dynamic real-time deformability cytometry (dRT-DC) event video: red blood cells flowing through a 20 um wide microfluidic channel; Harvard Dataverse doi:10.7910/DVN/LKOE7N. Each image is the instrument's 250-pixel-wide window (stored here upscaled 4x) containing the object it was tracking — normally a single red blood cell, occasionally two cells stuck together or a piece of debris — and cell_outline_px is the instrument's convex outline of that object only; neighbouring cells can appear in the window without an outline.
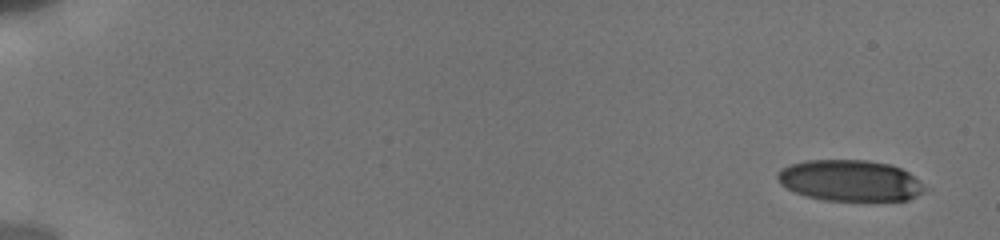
{"species": "human", "species_latin": "Homo sapiens", "temperature_condition": "cold", "stored_images_in_passage": 35, "camera_frame_rate_fps": 3000, "um_per_image_px": 0.085, "donor": {"sex": "male"}, "frame": {"image": 1, "passage_image": 1, "time_ms": 0.0, "image_size_px": [1000, 240], "cell_outline_px": [[928, 188], [924, 192], [908, 200], [824, 200], [808, 196], [796, 192], [780, 184], [776, 176], [776, 172], [780, 168], [788, 164], [804, 160], [868, 160], [892, 164], [908, 172]], "centroid_in_image_um": [72.24, 15.33], "position_along_channel_um": 12.8, "area_um2": 35.43}}
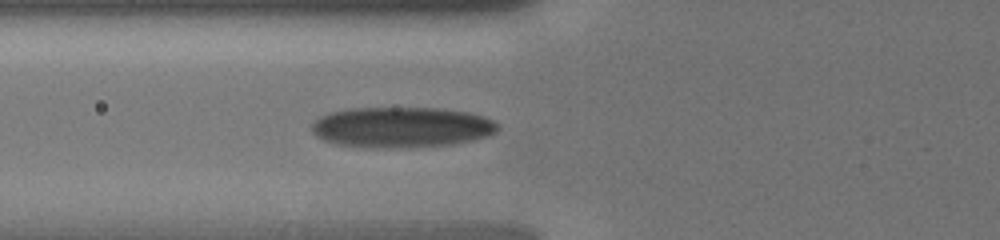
{"frame": {"image": 2, "passage_image": 25, "time_ms": 6.667, "image_size_px": [1000, 240], "cell_outline_px": [[496, 132], [488, 136], [472, 140], [452, 144], [372, 148], [336, 144], [324, 140], [316, 136], [312, 132], [312, 124], [320, 116], [332, 112], [352, 108], [436, 108], [468, 112], [484, 116], [492, 120], [496, 124]], "centroid_in_image_um": [34.1, 10.81], "position_along_channel_um": 91.7, "area_um2": 43.52}}
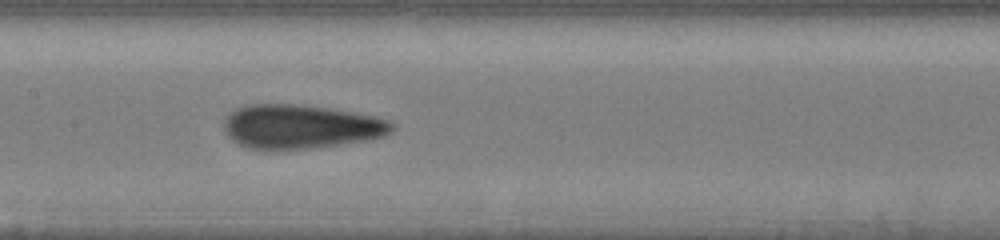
{"frame": {"image": 3, "passage_image": 34, "time_ms": 9.0, "image_size_px": [1000, 240], "cell_outline_px": [[396, 128], [384, 136], [364, 140], [340, 144], [308, 148], [248, 148], [236, 144], [224, 132], [224, 116], [236, 108], [244, 104], [296, 104], [328, 108], [356, 112], [388, 120], [396, 124]], "centroid_in_image_um": [25.52, 10.74], "position_along_channel_um": 181.9, "area_um2": 43.0}}